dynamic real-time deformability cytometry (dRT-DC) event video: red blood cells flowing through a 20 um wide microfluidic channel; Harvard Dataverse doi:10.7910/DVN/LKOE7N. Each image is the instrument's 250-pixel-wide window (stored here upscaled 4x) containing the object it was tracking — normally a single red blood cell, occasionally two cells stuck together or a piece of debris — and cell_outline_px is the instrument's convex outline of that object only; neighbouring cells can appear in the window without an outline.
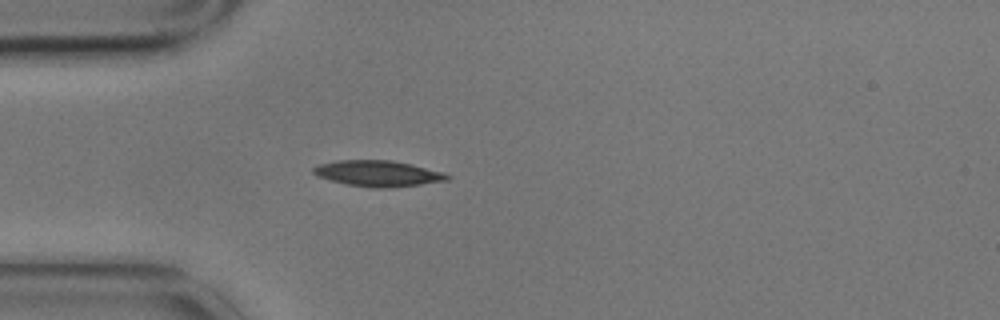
{"species": "common noctule bat (a hibernating species)", "species_latin": "Nyctalus noctula", "temperature_condition": "cold", "stored_images_in_passage": 4, "camera_frame_rate_fps": 3000, "um_per_image_px": 0.085, "animal": {"sex": "male", "body_mass_g": 17.9}, "frame": {"image": 1, "passage_image": 4, "time_ms": 1.0, "image_size_px": [1000, 320], "cell_outline_px": [[452, 176], [448, 180], [392, 188], [372, 188], [348, 184], [316, 176], [312, 172], [312, 168], [320, 164], [336, 160], [392, 160], [412, 164], [444, 172]], "centroid_in_image_um": [32.15, 14.74], "position_along_channel_um": 52.9, "area_um2": 20.29}}